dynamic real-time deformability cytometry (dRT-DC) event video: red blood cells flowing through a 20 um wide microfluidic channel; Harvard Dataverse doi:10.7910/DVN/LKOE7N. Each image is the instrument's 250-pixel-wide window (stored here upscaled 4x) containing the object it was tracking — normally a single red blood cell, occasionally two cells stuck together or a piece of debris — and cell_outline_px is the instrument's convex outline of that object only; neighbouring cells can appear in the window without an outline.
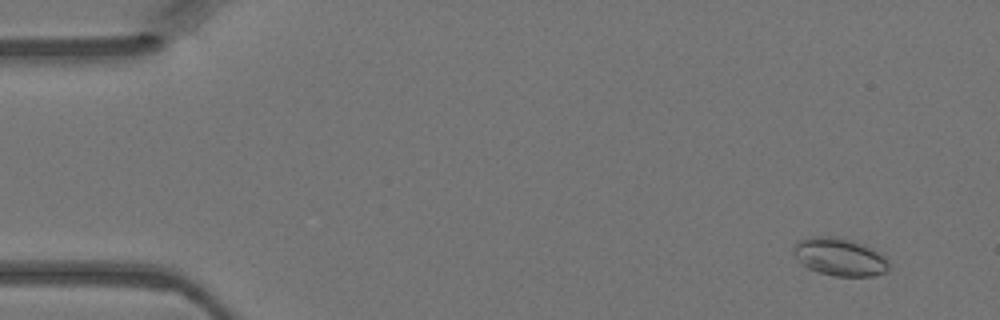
{"species": "Egyptian fruit bat (a non-hibernating species)", "species_latin": "Rousettus aegyptiacus", "temperature_condition": "warm", "stored_images_in_passage": 48, "camera_frame_rate_fps": 3000, "um_per_image_px": 0.085, "animal": {"sex": "female"}, "frame": {"image": 1, "passage_image": 4, "time_ms": 1.0, "image_size_px": [1000, 320], "cell_outline_px": [[888, 268], [884, 272], [876, 276], [836, 276], [820, 272], [808, 268], [792, 252], [796, 240], [812, 236], [832, 236], [848, 240], [860, 244], [884, 256], [888, 264]], "centroid_in_image_um": [71.32, 21.84], "position_along_channel_um": 13.7, "area_um2": 20.46}}
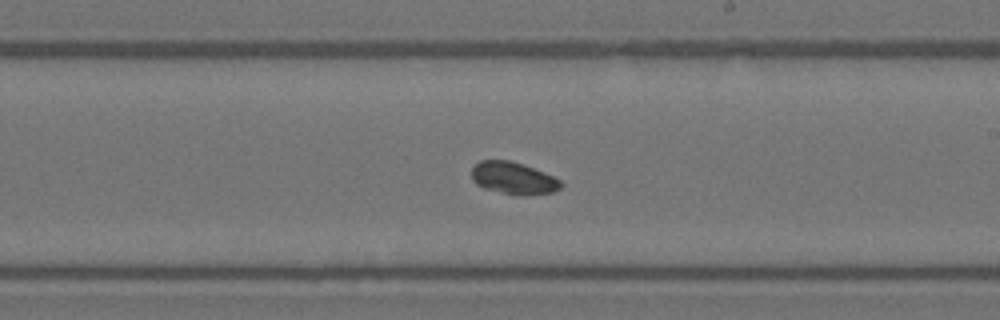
{"frame": {"image": 2, "passage_image": 28, "time_ms": 9.0, "image_size_px": [1000, 320], "cell_outline_px": [[564, 184], [560, 188], [552, 192], [520, 196], [484, 188], [476, 184], [472, 180], [472, 168], [480, 160], [508, 160], [544, 172], [560, 180]], "centroid_in_image_um": [43.63, 15.15], "position_along_channel_um": 245.4, "area_um2": 16.53}}
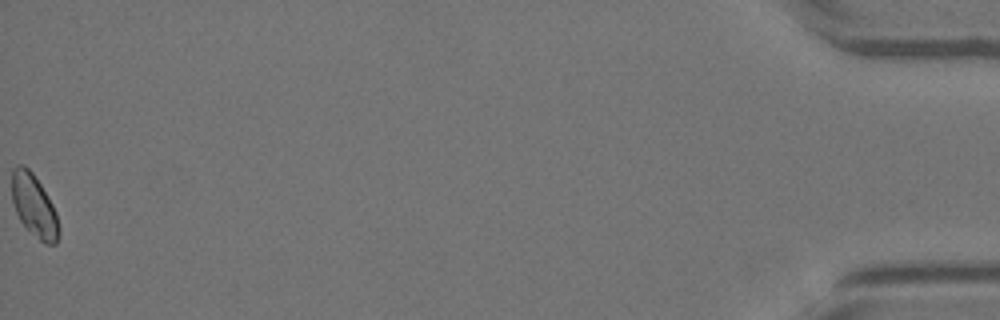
{"frame": {"image": 3, "passage_image": 48, "time_ms": 15.667, "image_size_px": [1000, 320], "cell_outline_px": [[60, 232], [56, 244], [44, 244], [20, 220], [16, 212], [12, 200], [12, 168], [20, 164], [24, 164], [32, 172], [40, 184], [52, 204], [56, 212], [60, 228]], "centroid_in_image_um": [2.9, 17.48], "position_along_channel_um": 432.3, "area_um2": 16.94}}